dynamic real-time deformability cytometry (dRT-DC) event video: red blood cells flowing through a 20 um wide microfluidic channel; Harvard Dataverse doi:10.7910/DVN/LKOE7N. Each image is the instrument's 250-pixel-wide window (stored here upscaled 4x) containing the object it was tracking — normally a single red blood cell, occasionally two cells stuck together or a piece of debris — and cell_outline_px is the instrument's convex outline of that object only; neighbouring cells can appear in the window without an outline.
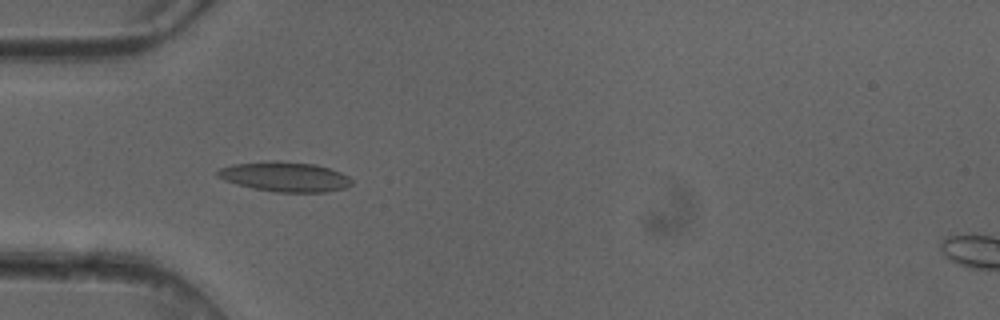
{"species": "common noctule bat (a hibernating species)", "species_latin": "Nyctalus noctula", "temperature_condition": "cold", "stored_images_in_passage": 6, "camera_frame_rate_fps": 3000, "um_per_image_px": 0.085, "animal": {"sex": "female"}, "frame": {"image": 1, "passage_image": 4, "time_ms": 1.0, "image_size_px": [1000, 320], "cell_outline_px": [[352, 184], [348, 188], [328, 192], [276, 192], [252, 188], [236, 184], [224, 180], [216, 176], [216, 172], [220, 168], [232, 164], [272, 160], [276, 160], [316, 164], [340, 172], [348, 176], [352, 180]], "centroid_in_image_um": [24.22, 15.02], "position_along_channel_um": 60.8, "area_um2": 23.58}}
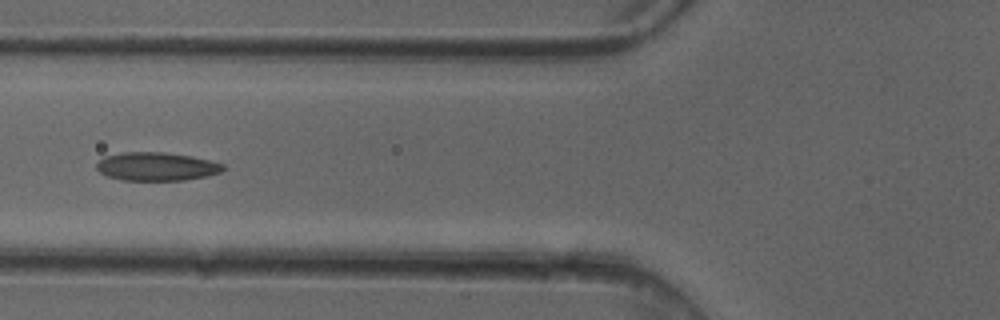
{"frame": {"image": 2, "passage_image": 5, "time_ms": 1.333, "image_size_px": [1000, 320], "cell_outline_px": [[224, 168], [220, 172], [208, 176], [184, 180], [124, 180], [108, 176], [100, 172], [96, 168], [96, 164], [104, 156], [124, 152], [164, 152], [192, 156], [224, 164]], "centroid_in_image_um": [13.3, 14.15], "position_along_channel_um": 112.5, "area_um2": 20.87}}
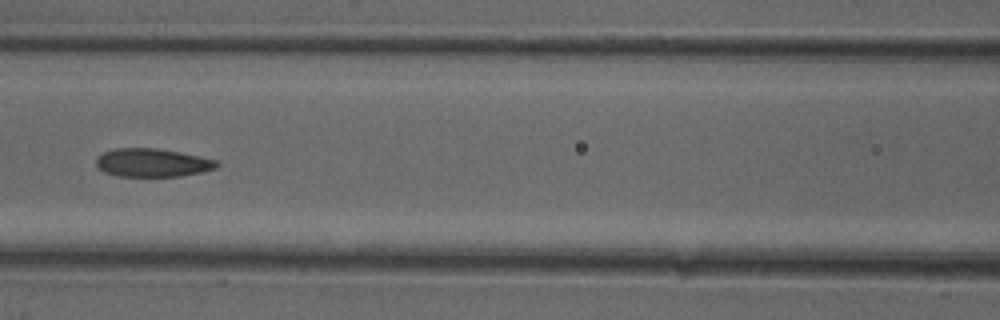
{"frame": {"image": 3, "passage_image": 6, "time_ms": 1.667, "image_size_px": [1000, 320], "cell_outline_px": [[220, 164], [216, 168], [200, 172], [180, 176], [120, 176], [104, 172], [96, 164], [96, 156], [104, 152], [116, 148], [156, 148], [180, 152], [216, 160]], "centroid_in_image_um": [12.94, 13.82], "position_along_channel_um": 153.7, "area_um2": 19.77}}